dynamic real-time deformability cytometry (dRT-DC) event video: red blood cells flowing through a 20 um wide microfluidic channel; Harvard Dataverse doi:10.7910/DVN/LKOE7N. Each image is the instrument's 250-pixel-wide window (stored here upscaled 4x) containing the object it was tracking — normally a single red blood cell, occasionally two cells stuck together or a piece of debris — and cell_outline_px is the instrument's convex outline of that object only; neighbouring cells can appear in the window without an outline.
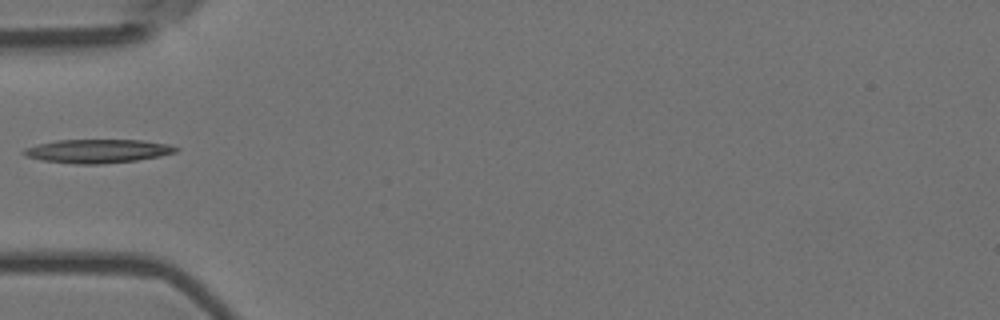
{"species": "Egyptian fruit bat (a non-hibernating species)", "species_latin": "Rousettus aegyptiacus", "temperature_condition": "room temperature", "stored_images_in_passage": 1, "camera_frame_rate_fps": 3000, "um_per_image_px": 0.085, "animal": {"sex": "female"}, "frame": {"image": 1, "passage_image": 1, "time_ms": 0.0, "image_size_px": [1000, 320], "cell_outline_px": [[180, 148], [176, 152], [160, 156], [136, 160], [100, 164], [76, 164], [44, 160], [28, 156], [20, 152], [24, 148], [36, 144], [56, 140], [144, 140], [168, 144]], "centroid_in_image_um": [8.3, 12.83], "position_along_channel_um": 76.7, "area_um2": 20.92}}